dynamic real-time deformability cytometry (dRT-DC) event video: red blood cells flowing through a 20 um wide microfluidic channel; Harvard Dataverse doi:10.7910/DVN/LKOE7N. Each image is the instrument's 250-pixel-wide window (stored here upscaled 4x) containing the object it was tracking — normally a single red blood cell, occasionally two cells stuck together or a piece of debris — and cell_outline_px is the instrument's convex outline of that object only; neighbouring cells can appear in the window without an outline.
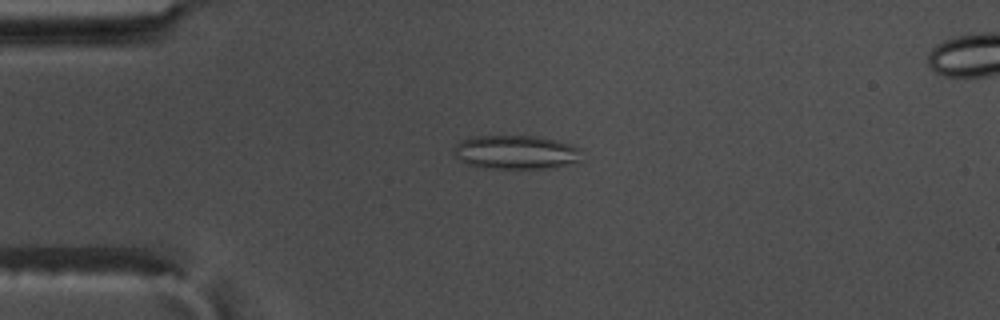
{"species": "common noctule bat (a hibernating species)", "species_latin": "Nyctalus noctula", "temperature_condition": "warm", "stored_images_in_passage": 57, "camera_frame_rate_fps": 3000, "um_per_image_px": 0.085, "animal": {"sex": "male", "body_mass_g": 17.5, "forearm_length_mm": 52.3}, "frame": {"image": 1, "passage_image": 14, "time_ms": 4.333, "image_size_px": [1000, 320], "cell_outline_px": [[580, 160], [552, 168], [492, 168], [468, 164], [460, 160], [452, 152], [452, 148], [460, 140], [472, 136], [536, 136], [556, 140], [572, 144], [580, 148]], "centroid_in_image_um": [43.82, 12.92], "position_along_channel_um": 41.2, "area_um2": 25.2}}
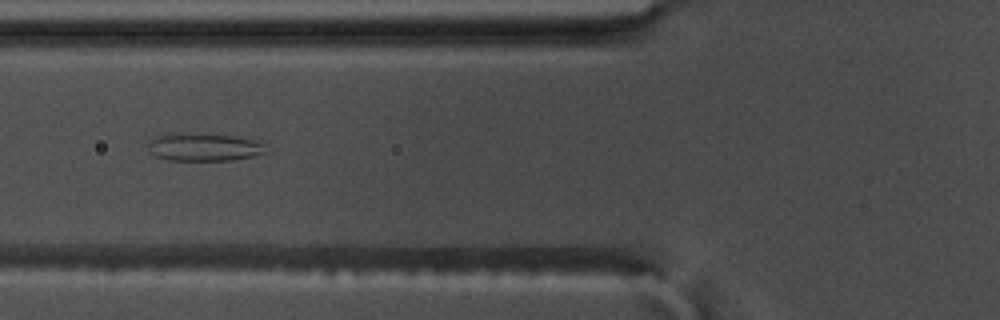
{"frame": {"image": 2, "passage_image": 22, "time_ms": 7.0, "image_size_px": [1000, 320], "cell_outline_px": [[268, 152], [252, 156], [232, 160], [168, 160], [156, 156], [148, 148], [148, 144], [156, 136], [168, 132], [180, 132], [232, 136], [260, 140], [264, 144]], "centroid_in_image_um": [17.35, 12.48], "position_along_channel_um": 108.4, "area_um2": 19.31}}
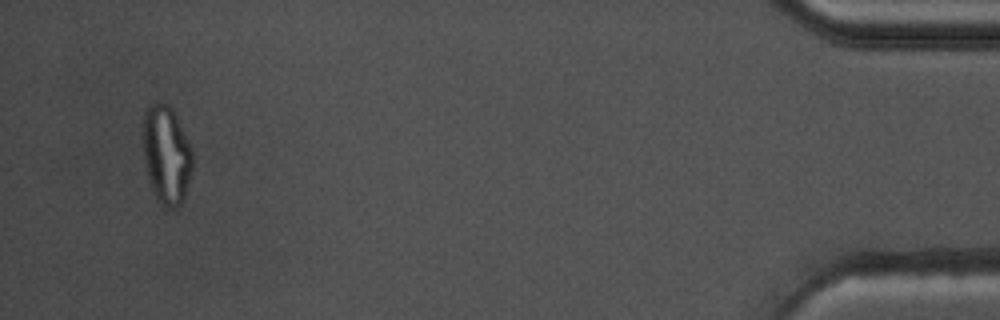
{"frame": {"image": 3, "passage_image": 55, "time_ms": 18.0, "image_size_px": [1000, 320], "cell_outline_px": [[192, 168], [184, 200], [176, 208], [164, 208], [160, 204], [148, 180], [144, 160], [144, 112], [152, 104], [168, 104], [172, 108], [176, 116], [192, 152]], "centroid_in_image_um": [14.15, 13.22], "position_along_channel_um": 421.1, "area_um2": 27.92}, "authors_computed_cell_mechanics": {"area_um2": 25.2008, "velocity_mm_per_s": 3.5521, "shape_relaxation_time_tau1_ms": null, "shape_relaxation_time_tau2_ms": 2.0892, "deformation_change_tau1": null, "deformation_change_tau2": 0.0861}}